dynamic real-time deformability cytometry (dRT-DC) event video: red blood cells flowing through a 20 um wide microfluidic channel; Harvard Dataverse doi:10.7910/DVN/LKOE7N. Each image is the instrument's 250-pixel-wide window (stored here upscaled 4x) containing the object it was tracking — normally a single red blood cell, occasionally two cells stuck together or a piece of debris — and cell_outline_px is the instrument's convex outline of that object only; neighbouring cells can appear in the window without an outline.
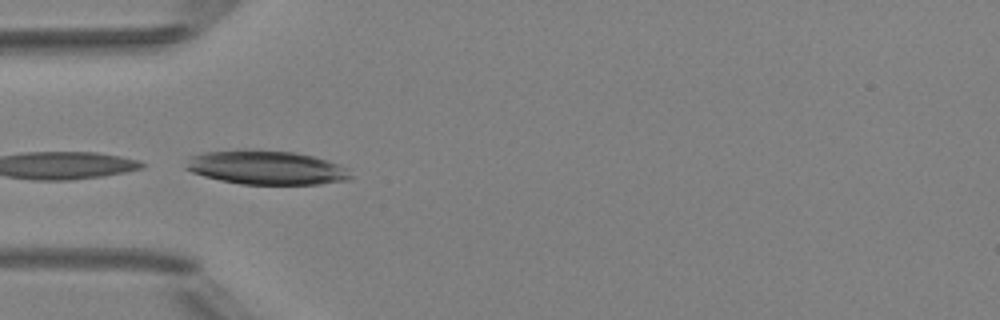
{"species": "Egyptian fruit bat (a non-hibernating species)", "species_latin": "Rousettus aegyptiacus", "temperature_condition": "room temperature", "stored_images_in_passage": 6, "camera_frame_rate_fps": 3000, "um_per_image_px": 0.085, "animal": {"sex": "female"}, "frame": {"image": 1, "passage_image": 5, "time_ms": 4.333, "image_size_px": [1000, 320], "cell_outline_px": [[352, 176], [348, 180], [320, 184], [240, 184], [220, 180], [204, 176], [192, 172], [184, 168], [192, 156], [204, 152], [244, 148], [296, 152], [312, 156], [348, 168]], "centroid_in_image_um": [22.62, 14.23], "position_along_channel_um": 62.4, "area_um2": 32.77}}
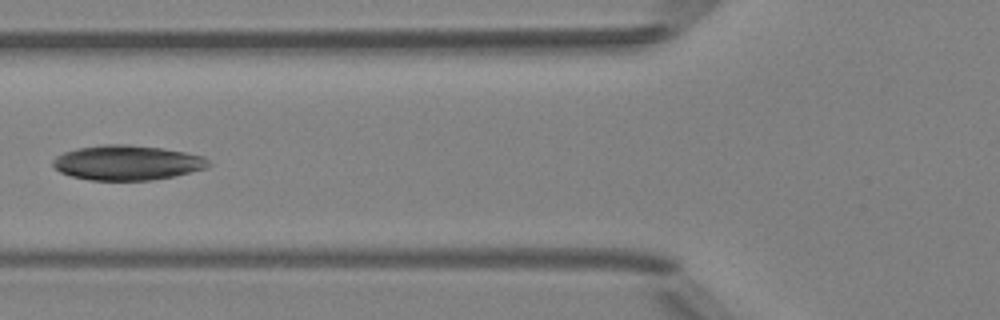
{"frame": {"image": 2, "passage_image": 6, "time_ms": 5.667, "image_size_px": [1000, 320], "cell_outline_px": [[212, 164], [204, 168], [172, 176], [152, 180], [88, 180], [72, 176], [60, 172], [52, 164], [52, 160], [56, 156], [64, 152], [76, 148], [104, 144], [128, 144], [160, 148], [184, 152], [204, 156]], "centroid_in_image_um": [10.77, 13.82], "position_along_channel_um": 115.0, "area_um2": 31.44}}